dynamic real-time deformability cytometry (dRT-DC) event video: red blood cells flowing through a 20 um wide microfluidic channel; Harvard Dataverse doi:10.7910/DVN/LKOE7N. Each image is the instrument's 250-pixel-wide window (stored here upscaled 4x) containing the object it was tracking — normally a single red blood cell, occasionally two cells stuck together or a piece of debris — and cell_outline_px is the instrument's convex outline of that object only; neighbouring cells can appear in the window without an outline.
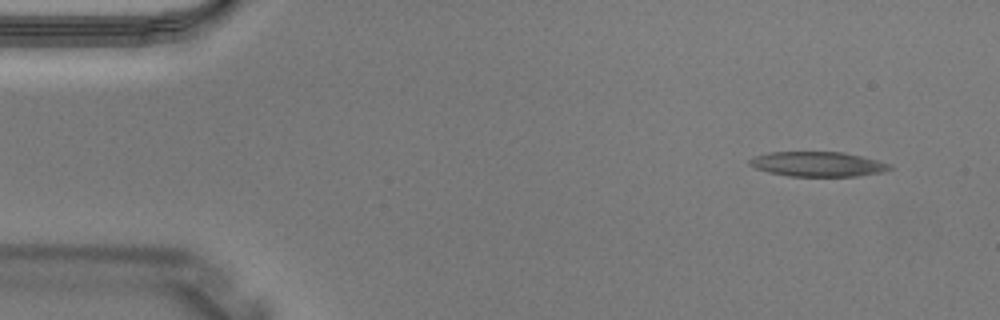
{"species": "Egyptian fruit bat (a non-hibernating species)", "species_latin": "Rousettus aegyptiacus", "temperature_condition": "warm", "stored_images_in_passage": 3, "camera_frame_rate_fps": 3000, "um_per_image_px": 0.085, "animal": {"sex": "male"}, "frame": {"image": 1, "passage_image": 1, "time_ms": 0.0, "image_size_px": [1000, 320], "cell_outline_px": [[892, 168], [880, 172], [856, 176], [788, 176], [768, 172], [756, 168], [748, 164], [748, 160], [752, 156], [768, 152], [844, 152], [892, 164]], "centroid_in_image_um": [69.45, 13.94], "position_along_channel_um": 15.5, "area_um2": 20.23}}
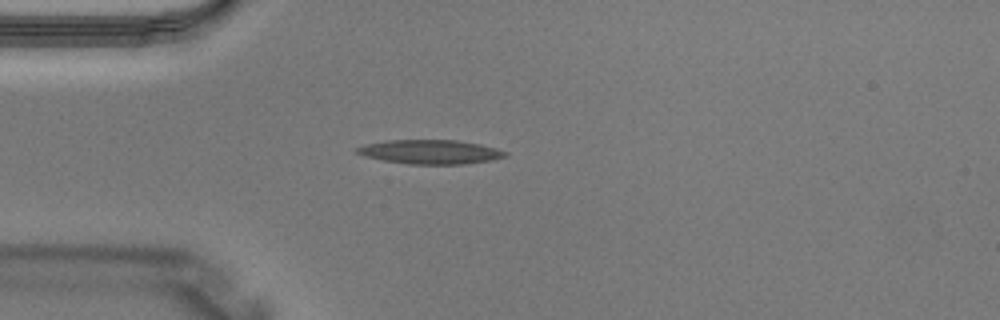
{"frame": {"image": 2, "passage_image": 3, "time_ms": 0.667, "image_size_px": [1000, 320], "cell_outline_px": [[508, 156], [492, 160], [464, 164], [408, 164], [384, 160], [364, 156], [356, 152], [352, 148], [364, 144], [388, 140], [456, 140], [480, 144], [496, 148], [508, 152]], "centroid_in_image_um": [36.56, 12.91], "position_along_channel_um": 48.4, "area_um2": 20.98}}